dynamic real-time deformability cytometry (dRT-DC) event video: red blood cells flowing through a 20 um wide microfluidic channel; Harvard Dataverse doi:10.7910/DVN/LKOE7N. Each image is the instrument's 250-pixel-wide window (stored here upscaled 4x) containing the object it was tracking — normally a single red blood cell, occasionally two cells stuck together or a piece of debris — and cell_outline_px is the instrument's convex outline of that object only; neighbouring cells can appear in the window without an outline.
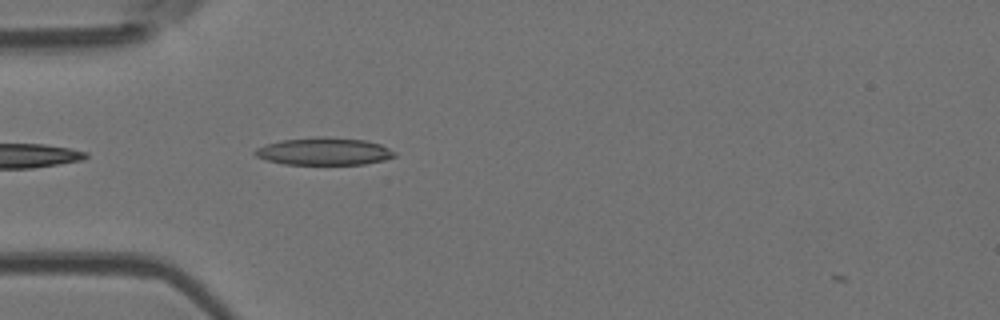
{"species": "Egyptian fruit bat (a non-hibernating species)", "species_latin": "Rousettus aegyptiacus", "temperature_condition": "room temperature", "stored_images_in_passage": 5, "camera_frame_rate_fps": 3000, "um_per_image_px": 0.085, "animal": {"sex": "female"}, "frame": {"image": 1, "passage_image": 4, "time_ms": 1.0, "image_size_px": [1000, 320], "cell_outline_px": [[396, 156], [384, 160], [364, 164], [284, 164], [268, 160], [256, 156], [252, 152], [256, 148], [280, 140], [316, 136], [324, 136], [364, 140], [380, 144], [396, 152]], "centroid_in_image_um": [27.54, 12.86], "position_along_channel_um": 57.5, "area_um2": 22.31}}